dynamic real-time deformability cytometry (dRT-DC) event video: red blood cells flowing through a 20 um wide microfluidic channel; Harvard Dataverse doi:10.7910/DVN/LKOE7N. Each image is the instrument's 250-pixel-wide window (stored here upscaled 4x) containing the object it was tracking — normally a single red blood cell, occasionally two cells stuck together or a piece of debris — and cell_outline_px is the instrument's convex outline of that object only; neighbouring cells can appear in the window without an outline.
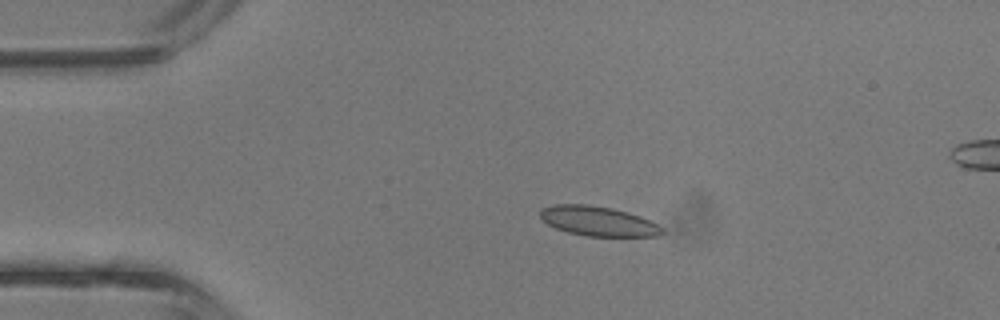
{"species": "common noctule bat (a hibernating species)", "species_latin": "Nyctalus noctula", "temperature_condition": "room temperature", "stored_images_in_passage": 4, "camera_frame_rate_fps": 3000, "um_per_image_px": 0.085, "animal": {"sex": "male", "body_mass_g": 13.3}, "frame": {"image": 1, "passage_image": 2, "time_ms": 0.333, "image_size_px": [1000, 320], "cell_outline_px": [[664, 232], [656, 236], [588, 236], [568, 232], [556, 228], [548, 224], [540, 216], [540, 208], [556, 204], [588, 204], [612, 208], [628, 212], [640, 216], [664, 228]], "centroid_in_image_um": [50.83, 18.79], "position_along_channel_um": 34.2, "area_um2": 20.98}}
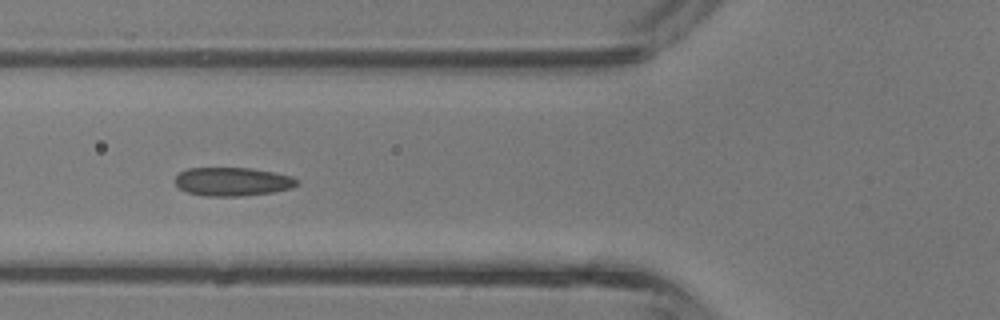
{"frame": {"image": 2, "passage_image": 4, "time_ms": 1.0, "image_size_px": [1000, 320], "cell_outline_px": [[300, 184], [292, 188], [272, 192], [240, 196], [204, 196], [188, 192], [180, 188], [172, 180], [180, 172], [188, 168], [252, 168], [292, 176], [300, 180]], "centroid_in_image_um": [19.78, 15.44], "position_along_channel_um": 106.0, "area_um2": 20.4}}